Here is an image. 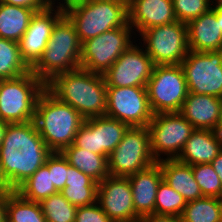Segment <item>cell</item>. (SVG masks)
<instances>
[{
    "instance_id": "obj_1",
    "label": "cell",
    "mask_w": 222,
    "mask_h": 222,
    "mask_svg": "<svg viewBox=\"0 0 222 222\" xmlns=\"http://www.w3.org/2000/svg\"><path fill=\"white\" fill-rule=\"evenodd\" d=\"M52 151L34 121L9 123L0 146V165L9 190H16L46 163Z\"/></svg>"
},
{
    "instance_id": "obj_2",
    "label": "cell",
    "mask_w": 222,
    "mask_h": 222,
    "mask_svg": "<svg viewBox=\"0 0 222 222\" xmlns=\"http://www.w3.org/2000/svg\"><path fill=\"white\" fill-rule=\"evenodd\" d=\"M46 89L84 119L106 116L107 86L102 74L79 67L57 75L46 84Z\"/></svg>"
},
{
    "instance_id": "obj_3",
    "label": "cell",
    "mask_w": 222,
    "mask_h": 222,
    "mask_svg": "<svg viewBox=\"0 0 222 222\" xmlns=\"http://www.w3.org/2000/svg\"><path fill=\"white\" fill-rule=\"evenodd\" d=\"M64 14L74 24L81 44L105 31L128 23L125 0H58Z\"/></svg>"
},
{
    "instance_id": "obj_4",
    "label": "cell",
    "mask_w": 222,
    "mask_h": 222,
    "mask_svg": "<svg viewBox=\"0 0 222 222\" xmlns=\"http://www.w3.org/2000/svg\"><path fill=\"white\" fill-rule=\"evenodd\" d=\"M33 121L47 147L52 152H62L73 144L85 119L72 106L59 101L45 89L37 100Z\"/></svg>"
},
{
    "instance_id": "obj_5",
    "label": "cell",
    "mask_w": 222,
    "mask_h": 222,
    "mask_svg": "<svg viewBox=\"0 0 222 222\" xmlns=\"http://www.w3.org/2000/svg\"><path fill=\"white\" fill-rule=\"evenodd\" d=\"M81 46L74 24L64 14L55 23L46 49L31 71L47 84L57 75L77 69Z\"/></svg>"
},
{
    "instance_id": "obj_6",
    "label": "cell",
    "mask_w": 222,
    "mask_h": 222,
    "mask_svg": "<svg viewBox=\"0 0 222 222\" xmlns=\"http://www.w3.org/2000/svg\"><path fill=\"white\" fill-rule=\"evenodd\" d=\"M45 89L46 84L32 71L18 78L0 80V120L33 121L37 100Z\"/></svg>"
},
{
    "instance_id": "obj_7",
    "label": "cell",
    "mask_w": 222,
    "mask_h": 222,
    "mask_svg": "<svg viewBox=\"0 0 222 222\" xmlns=\"http://www.w3.org/2000/svg\"><path fill=\"white\" fill-rule=\"evenodd\" d=\"M137 38L154 65H180L190 51L187 25L180 21L151 27Z\"/></svg>"
},
{
    "instance_id": "obj_8",
    "label": "cell",
    "mask_w": 222,
    "mask_h": 222,
    "mask_svg": "<svg viewBox=\"0 0 222 222\" xmlns=\"http://www.w3.org/2000/svg\"><path fill=\"white\" fill-rule=\"evenodd\" d=\"M135 35L134 29L127 23L124 27L105 31L84 41L81 46L80 67L103 75L126 49L137 42Z\"/></svg>"
},
{
    "instance_id": "obj_9",
    "label": "cell",
    "mask_w": 222,
    "mask_h": 222,
    "mask_svg": "<svg viewBox=\"0 0 222 222\" xmlns=\"http://www.w3.org/2000/svg\"><path fill=\"white\" fill-rule=\"evenodd\" d=\"M156 162L151 151L148 127H129L108 156L109 175L128 177Z\"/></svg>"
},
{
    "instance_id": "obj_10",
    "label": "cell",
    "mask_w": 222,
    "mask_h": 222,
    "mask_svg": "<svg viewBox=\"0 0 222 222\" xmlns=\"http://www.w3.org/2000/svg\"><path fill=\"white\" fill-rule=\"evenodd\" d=\"M146 90L153 114L179 112L189 93L181 65H155Z\"/></svg>"
},
{
    "instance_id": "obj_11",
    "label": "cell",
    "mask_w": 222,
    "mask_h": 222,
    "mask_svg": "<svg viewBox=\"0 0 222 222\" xmlns=\"http://www.w3.org/2000/svg\"><path fill=\"white\" fill-rule=\"evenodd\" d=\"M147 127L156 161L176 159L195 130L179 112L154 114Z\"/></svg>"
},
{
    "instance_id": "obj_12",
    "label": "cell",
    "mask_w": 222,
    "mask_h": 222,
    "mask_svg": "<svg viewBox=\"0 0 222 222\" xmlns=\"http://www.w3.org/2000/svg\"><path fill=\"white\" fill-rule=\"evenodd\" d=\"M180 65L189 92L222 98V50H190Z\"/></svg>"
},
{
    "instance_id": "obj_13",
    "label": "cell",
    "mask_w": 222,
    "mask_h": 222,
    "mask_svg": "<svg viewBox=\"0 0 222 222\" xmlns=\"http://www.w3.org/2000/svg\"><path fill=\"white\" fill-rule=\"evenodd\" d=\"M106 116L130 127H147L153 118L146 87H107Z\"/></svg>"
},
{
    "instance_id": "obj_14",
    "label": "cell",
    "mask_w": 222,
    "mask_h": 222,
    "mask_svg": "<svg viewBox=\"0 0 222 222\" xmlns=\"http://www.w3.org/2000/svg\"><path fill=\"white\" fill-rule=\"evenodd\" d=\"M137 42L103 74L107 87H146L155 65L141 43Z\"/></svg>"
},
{
    "instance_id": "obj_15",
    "label": "cell",
    "mask_w": 222,
    "mask_h": 222,
    "mask_svg": "<svg viewBox=\"0 0 222 222\" xmlns=\"http://www.w3.org/2000/svg\"><path fill=\"white\" fill-rule=\"evenodd\" d=\"M129 127L108 116L87 118L76 133L73 145L108 157Z\"/></svg>"
},
{
    "instance_id": "obj_16",
    "label": "cell",
    "mask_w": 222,
    "mask_h": 222,
    "mask_svg": "<svg viewBox=\"0 0 222 222\" xmlns=\"http://www.w3.org/2000/svg\"><path fill=\"white\" fill-rule=\"evenodd\" d=\"M63 15L62 3L55 0L32 17L26 32L18 42L21 58L30 69L41 58L55 23Z\"/></svg>"
},
{
    "instance_id": "obj_17",
    "label": "cell",
    "mask_w": 222,
    "mask_h": 222,
    "mask_svg": "<svg viewBox=\"0 0 222 222\" xmlns=\"http://www.w3.org/2000/svg\"><path fill=\"white\" fill-rule=\"evenodd\" d=\"M97 203L113 222H139L128 177L109 175L98 183Z\"/></svg>"
},
{
    "instance_id": "obj_18",
    "label": "cell",
    "mask_w": 222,
    "mask_h": 222,
    "mask_svg": "<svg viewBox=\"0 0 222 222\" xmlns=\"http://www.w3.org/2000/svg\"><path fill=\"white\" fill-rule=\"evenodd\" d=\"M176 21L172 0H130L128 2V24L134 29L136 36L151 27Z\"/></svg>"
},
{
    "instance_id": "obj_19",
    "label": "cell",
    "mask_w": 222,
    "mask_h": 222,
    "mask_svg": "<svg viewBox=\"0 0 222 222\" xmlns=\"http://www.w3.org/2000/svg\"><path fill=\"white\" fill-rule=\"evenodd\" d=\"M186 25L189 50L195 52L222 50L220 8H211Z\"/></svg>"
},
{
    "instance_id": "obj_20",
    "label": "cell",
    "mask_w": 222,
    "mask_h": 222,
    "mask_svg": "<svg viewBox=\"0 0 222 222\" xmlns=\"http://www.w3.org/2000/svg\"><path fill=\"white\" fill-rule=\"evenodd\" d=\"M179 113L195 129L216 131L222 114V98L189 92Z\"/></svg>"
},
{
    "instance_id": "obj_21",
    "label": "cell",
    "mask_w": 222,
    "mask_h": 222,
    "mask_svg": "<svg viewBox=\"0 0 222 222\" xmlns=\"http://www.w3.org/2000/svg\"><path fill=\"white\" fill-rule=\"evenodd\" d=\"M132 188L135 213L141 218L154 213L157 189L163 180L158 162L128 176Z\"/></svg>"
},
{
    "instance_id": "obj_22",
    "label": "cell",
    "mask_w": 222,
    "mask_h": 222,
    "mask_svg": "<svg viewBox=\"0 0 222 222\" xmlns=\"http://www.w3.org/2000/svg\"><path fill=\"white\" fill-rule=\"evenodd\" d=\"M222 150V139L216 131L195 129L176 158L187 165L211 163Z\"/></svg>"
},
{
    "instance_id": "obj_23",
    "label": "cell",
    "mask_w": 222,
    "mask_h": 222,
    "mask_svg": "<svg viewBox=\"0 0 222 222\" xmlns=\"http://www.w3.org/2000/svg\"><path fill=\"white\" fill-rule=\"evenodd\" d=\"M163 173V179L168 185L181 194L187 202L203 197L197 184L192 166L181 163L176 159H164L157 161Z\"/></svg>"
},
{
    "instance_id": "obj_24",
    "label": "cell",
    "mask_w": 222,
    "mask_h": 222,
    "mask_svg": "<svg viewBox=\"0 0 222 222\" xmlns=\"http://www.w3.org/2000/svg\"><path fill=\"white\" fill-rule=\"evenodd\" d=\"M61 194L74 206H89L97 202L98 183L68 162V176Z\"/></svg>"
},
{
    "instance_id": "obj_25",
    "label": "cell",
    "mask_w": 222,
    "mask_h": 222,
    "mask_svg": "<svg viewBox=\"0 0 222 222\" xmlns=\"http://www.w3.org/2000/svg\"><path fill=\"white\" fill-rule=\"evenodd\" d=\"M69 164L100 183L109 176L108 157L71 144L62 152Z\"/></svg>"
},
{
    "instance_id": "obj_26",
    "label": "cell",
    "mask_w": 222,
    "mask_h": 222,
    "mask_svg": "<svg viewBox=\"0 0 222 222\" xmlns=\"http://www.w3.org/2000/svg\"><path fill=\"white\" fill-rule=\"evenodd\" d=\"M37 11L0 2V37L19 42Z\"/></svg>"
},
{
    "instance_id": "obj_27",
    "label": "cell",
    "mask_w": 222,
    "mask_h": 222,
    "mask_svg": "<svg viewBox=\"0 0 222 222\" xmlns=\"http://www.w3.org/2000/svg\"><path fill=\"white\" fill-rule=\"evenodd\" d=\"M6 222H46L39 202L25 199L15 190H10L5 204Z\"/></svg>"
},
{
    "instance_id": "obj_28",
    "label": "cell",
    "mask_w": 222,
    "mask_h": 222,
    "mask_svg": "<svg viewBox=\"0 0 222 222\" xmlns=\"http://www.w3.org/2000/svg\"><path fill=\"white\" fill-rule=\"evenodd\" d=\"M15 191L27 200L39 203L50 195L58 193L53 185L49 167L46 164L39 167Z\"/></svg>"
},
{
    "instance_id": "obj_29",
    "label": "cell",
    "mask_w": 222,
    "mask_h": 222,
    "mask_svg": "<svg viewBox=\"0 0 222 222\" xmlns=\"http://www.w3.org/2000/svg\"><path fill=\"white\" fill-rule=\"evenodd\" d=\"M30 71L21 58L18 42L0 37V80L18 78Z\"/></svg>"
},
{
    "instance_id": "obj_30",
    "label": "cell",
    "mask_w": 222,
    "mask_h": 222,
    "mask_svg": "<svg viewBox=\"0 0 222 222\" xmlns=\"http://www.w3.org/2000/svg\"><path fill=\"white\" fill-rule=\"evenodd\" d=\"M181 218L183 222H222L219 198L202 197L187 202Z\"/></svg>"
},
{
    "instance_id": "obj_31",
    "label": "cell",
    "mask_w": 222,
    "mask_h": 222,
    "mask_svg": "<svg viewBox=\"0 0 222 222\" xmlns=\"http://www.w3.org/2000/svg\"><path fill=\"white\" fill-rule=\"evenodd\" d=\"M46 222H74L77 207L62 194L50 195L40 202Z\"/></svg>"
},
{
    "instance_id": "obj_32",
    "label": "cell",
    "mask_w": 222,
    "mask_h": 222,
    "mask_svg": "<svg viewBox=\"0 0 222 222\" xmlns=\"http://www.w3.org/2000/svg\"><path fill=\"white\" fill-rule=\"evenodd\" d=\"M186 205L185 198L163 179L157 189L154 213L181 216Z\"/></svg>"
},
{
    "instance_id": "obj_33",
    "label": "cell",
    "mask_w": 222,
    "mask_h": 222,
    "mask_svg": "<svg viewBox=\"0 0 222 222\" xmlns=\"http://www.w3.org/2000/svg\"><path fill=\"white\" fill-rule=\"evenodd\" d=\"M192 172L203 197L219 198L222 195L219 176L211 163L192 165Z\"/></svg>"
},
{
    "instance_id": "obj_34",
    "label": "cell",
    "mask_w": 222,
    "mask_h": 222,
    "mask_svg": "<svg viewBox=\"0 0 222 222\" xmlns=\"http://www.w3.org/2000/svg\"><path fill=\"white\" fill-rule=\"evenodd\" d=\"M177 21L188 23L211 9L209 0H172Z\"/></svg>"
},
{
    "instance_id": "obj_35",
    "label": "cell",
    "mask_w": 222,
    "mask_h": 222,
    "mask_svg": "<svg viewBox=\"0 0 222 222\" xmlns=\"http://www.w3.org/2000/svg\"><path fill=\"white\" fill-rule=\"evenodd\" d=\"M45 164L51 172L54 187L60 192L65 187L66 176H68V160L61 152H52Z\"/></svg>"
},
{
    "instance_id": "obj_36",
    "label": "cell",
    "mask_w": 222,
    "mask_h": 222,
    "mask_svg": "<svg viewBox=\"0 0 222 222\" xmlns=\"http://www.w3.org/2000/svg\"><path fill=\"white\" fill-rule=\"evenodd\" d=\"M74 222H113L96 202L89 206L77 207Z\"/></svg>"
},
{
    "instance_id": "obj_37",
    "label": "cell",
    "mask_w": 222,
    "mask_h": 222,
    "mask_svg": "<svg viewBox=\"0 0 222 222\" xmlns=\"http://www.w3.org/2000/svg\"><path fill=\"white\" fill-rule=\"evenodd\" d=\"M55 0H0L1 3L31 8L37 12L46 9Z\"/></svg>"
},
{
    "instance_id": "obj_38",
    "label": "cell",
    "mask_w": 222,
    "mask_h": 222,
    "mask_svg": "<svg viewBox=\"0 0 222 222\" xmlns=\"http://www.w3.org/2000/svg\"><path fill=\"white\" fill-rule=\"evenodd\" d=\"M139 222H183L181 216L148 214L139 219Z\"/></svg>"
},
{
    "instance_id": "obj_39",
    "label": "cell",
    "mask_w": 222,
    "mask_h": 222,
    "mask_svg": "<svg viewBox=\"0 0 222 222\" xmlns=\"http://www.w3.org/2000/svg\"><path fill=\"white\" fill-rule=\"evenodd\" d=\"M211 165L214 168L215 172L218 174L221 185H222V150L213 159V161L211 162Z\"/></svg>"
},
{
    "instance_id": "obj_40",
    "label": "cell",
    "mask_w": 222,
    "mask_h": 222,
    "mask_svg": "<svg viewBox=\"0 0 222 222\" xmlns=\"http://www.w3.org/2000/svg\"><path fill=\"white\" fill-rule=\"evenodd\" d=\"M10 190H0V222H6L5 219V204L6 197Z\"/></svg>"
},
{
    "instance_id": "obj_41",
    "label": "cell",
    "mask_w": 222,
    "mask_h": 222,
    "mask_svg": "<svg viewBox=\"0 0 222 222\" xmlns=\"http://www.w3.org/2000/svg\"><path fill=\"white\" fill-rule=\"evenodd\" d=\"M8 124H9L8 122L0 120V146L2 145V141L5 137Z\"/></svg>"
},
{
    "instance_id": "obj_42",
    "label": "cell",
    "mask_w": 222,
    "mask_h": 222,
    "mask_svg": "<svg viewBox=\"0 0 222 222\" xmlns=\"http://www.w3.org/2000/svg\"><path fill=\"white\" fill-rule=\"evenodd\" d=\"M0 190H9L7 186V181L4 178L2 171H1V165H0Z\"/></svg>"
},
{
    "instance_id": "obj_43",
    "label": "cell",
    "mask_w": 222,
    "mask_h": 222,
    "mask_svg": "<svg viewBox=\"0 0 222 222\" xmlns=\"http://www.w3.org/2000/svg\"><path fill=\"white\" fill-rule=\"evenodd\" d=\"M211 8H222V0H209Z\"/></svg>"
},
{
    "instance_id": "obj_44",
    "label": "cell",
    "mask_w": 222,
    "mask_h": 222,
    "mask_svg": "<svg viewBox=\"0 0 222 222\" xmlns=\"http://www.w3.org/2000/svg\"><path fill=\"white\" fill-rule=\"evenodd\" d=\"M217 134L221 137L222 139V114L220 116V122L218 124V127L216 129Z\"/></svg>"
},
{
    "instance_id": "obj_45",
    "label": "cell",
    "mask_w": 222,
    "mask_h": 222,
    "mask_svg": "<svg viewBox=\"0 0 222 222\" xmlns=\"http://www.w3.org/2000/svg\"><path fill=\"white\" fill-rule=\"evenodd\" d=\"M220 25H221V31H222V8H220Z\"/></svg>"
},
{
    "instance_id": "obj_46",
    "label": "cell",
    "mask_w": 222,
    "mask_h": 222,
    "mask_svg": "<svg viewBox=\"0 0 222 222\" xmlns=\"http://www.w3.org/2000/svg\"><path fill=\"white\" fill-rule=\"evenodd\" d=\"M219 201H220V204H221V211H222V195L219 197Z\"/></svg>"
}]
</instances>
